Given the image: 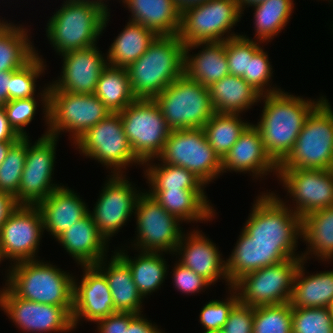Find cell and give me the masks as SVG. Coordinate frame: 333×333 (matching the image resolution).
<instances>
[{
  "label": "cell",
  "mask_w": 333,
  "mask_h": 333,
  "mask_svg": "<svg viewBox=\"0 0 333 333\" xmlns=\"http://www.w3.org/2000/svg\"><path fill=\"white\" fill-rule=\"evenodd\" d=\"M325 98L307 99L285 90L261 95L259 102L264 106L255 126L267 154L277 165L291 152L307 117Z\"/></svg>",
  "instance_id": "1"
},
{
  "label": "cell",
  "mask_w": 333,
  "mask_h": 333,
  "mask_svg": "<svg viewBox=\"0 0 333 333\" xmlns=\"http://www.w3.org/2000/svg\"><path fill=\"white\" fill-rule=\"evenodd\" d=\"M108 6L97 0H64L45 28L57 55L97 45L111 18Z\"/></svg>",
  "instance_id": "2"
},
{
  "label": "cell",
  "mask_w": 333,
  "mask_h": 333,
  "mask_svg": "<svg viewBox=\"0 0 333 333\" xmlns=\"http://www.w3.org/2000/svg\"><path fill=\"white\" fill-rule=\"evenodd\" d=\"M270 191L255 197L242 229L262 247L279 248L289 259L301 258L296 252L302 241L301 218Z\"/></svg>",
  "instance_id": "3"
},
{
  "label": "cell",
  "mask_w": 333,
  "mask_h": 333,
  "mask_svg": "<svg viewBox=\"0 0 333 333\" xmlns=\"http://www.w3.org/2000/svg\"><path fill=\"white\" fill-rule=\"evenodd\" d=\"M184 43L176 35H160L146 52L127 67L137 99H154L183 74Z\"/></svg>",
  "instance_id": "4"
},
{
  "label": "cell",
  "mask_w": 333,
  "mask_h": 333,
  "mask_svg": "<svg viewBox=\"0 0 333 333\" xmlns=\"http://www.w3.org/2000/svg\"><path fill=\"white\" fill-rule=\"evenodd\" d=\"M5 284L26 300L73 306V275L42 259L9 265Z\"/></svg>",
  "instance_id": "5"
},
{
  "label": "cell",
  "mask_w": 333,
  "mask_h": 333,
  "mask_svg": "<svg viewBox=\"0 0 333 333\" xmlns=\"http://www.w3.org/2000/svg\"><path fill=\"white\" fill-rule=\"evenodd\" d=\"M325 98L307 117L278 169H333V108Z\"/></svg>",
  "instance_id": "6"
},
{
  "label": "cell",
  "mask_w": 333,
  "mask_h": 333,
  "mask_svg": "<svg viewBox=\"0 0 333 333\" xmlns=\"http://www.w3.org/2000/svg\"><path fill=\"white\" fill-rule=\"evenodd\" d=\"M154 100L171 130L202 128L215 113L208 87L184 73Z\"/></svg>",
  "instance_id": "7"
},
{
  "label": "cell",
  "mask_w": 333,
  "mask_h": 333,
  "mask_svg": "<svg viewBox=\"0 0 333 333\" xmlns=\"http://www.w3.org/2000/svg\"><path fill=\"white\" fill-rule=\"evenodd\" d=\"M72 145L78 149L80 155L94 159L106 169H110L111 175L126 174V167L133 164L143 165L131 150L119 113L109 114Z\"/></svg>",
  "instance_id": "8"
},
{
  "label": "cell",
  "mask_w": 333,
  "mask_h": 333,
  "mask_svg": "<svg viewBox=\"0 0 333 333\" xmlns=\"http://www.w3.org/2000/svg\"><path fill=\"white\" fill-rule=\"evenodd\" d=\"M128 143L136 158L145 162L158 158L171 129L154 99H136L119 112Z\"/></svg>",
  "instance_id": "9"
},
{
  "label": "cell",
  "mask_w": 333,
  "mask_h": 333,
  "mask_svg": "<svg viewBox=\"0 0 333 333\" xmlns=\"http://www.w3.org/2000/svg\"><path fill=\"white\" fill-rule=\"evenodd\" d=\"M111 114L94 94L49 91L48 135L59 138L69 132L75 143L84 133Z\"/></svg>",
  "instance_id": "10"
},
{
  "label": "cell",
  "mask_w": 333,
  "mask_h": 333,
  "mask_svg": "<svg viewBox=\"0 0 333 333\" xmlns=\"http://www.w3.org/2000/svg\"><path fill=\"white\" fill-rule=\"evenodd\" d=\"M242 14L237 0H210L198 4L181 12L178 36L184 45L225 41L241 35L231 29L241 21Z\"/></svg>",
  "instance_id": "11"
},
{
  "label": "cell",
  "mask_w": 333,
  "mask_h": 333,
  "mask_svg": "<svg viewBox=\"0 0 333 333\" xmlns=\"http://www.w3.org/2000/svg\"><path fill=\"white\" fill-rule=\"evenodd\" d=\"M156 160L189 170L206 186L222 176V160L209 145L203 128L171 130Z\"/></svg>",
  "instance_id": "12"
},
{
  "label": "cell",
  "mask_w": 333,
  "mask_h": 333,
  "mask_svg": "<svg viewBox=\"0 0 333 333\" xmlns=\"http://www.w3.org/2000/svg\"><path fill=\"white\" fill-rule=\"evenodd\" d=\"M302 258H290L280 263L249 272L232 288L239 301L251 307L288 303L293 292L294 276Z\"/></svg>",
  "instance_id": "13"
},
{
  "label": "cell",
  "mask_w": 333,
  "mask_h": 333,
  "mask_svg": "<svg viewBox=\"0 0 333 333\" xmlns=\"http://www.w3.org/2000/svg\"><path fill=\"white\" fill-rule=\"evenodd\" d=\"M142 191L134 213L137 234L131 247L141 252L172 255L184 233L180 226L183 222L168 213L146 190Z\"/></svg>",
  "instance_id": "14"
},
{
  "label": "cell",
  "mask_w": 333,
  "mask_h": 333,
  "mask_svg": "<svg viewBox=\"0 0 333 333\" xmlns=\"http://www.w3.org/2000/svg\"><path fill=\"white\" fill-rule=\"evenodd\" d=\"M29 139L30 136L27 137L25 167L19 191L14 197L18 205H37L62 186V183H53L56 145L59 138L42 134L34 143Z\"/></svg>",
  "instance_id": "15"
},
{
  "label": "cell",
  "mask_w": 333,
  "mask_h": 333,
  "mask_svg": "<svg viewBox=\"0 0 333 333\" xmlns=\"http://www.w3.org/2000/svg\"><path fill=\"white\" fill-rule=\"evenodd\" d=\"M100 195L89 213L99 231L108 243L113 236L134 216L136 204L142 191L126 174L107 175Z\"/></svg>",
  "instance_id": "16"
},
{
  "label": "cell",
  "mask_w": 333,
  "mask_h": 333,
  "mask_svg": "<svg viewBox=\"0 0 333 333\" xmlns=\"http://www.w3.org/2000/svg\"><path fill=\"white\" fill-rule=\"evenodd\" d=\"M0 309L23 333H67L74 330L73 306L26 300L18 297L6 284L0 289Z\"/></svg>",
  "instance_id": "17"
},
{
  "label": "cell",
  "mask_w": 333,
  "mask_h": 333,
  "mask_svg": "<svg viewBox=\"0 0 333 333\" xmlns=\"http://www.w3.org/2000/svg\"><path fill=\"white\" fill-rule=\"evenodd\" d=\"M277 178L292 199V205L289 199L276 196L301 219L333 206V169H278Z\"/></svg>",
  "instance_id": "18"
},
{
  "label": "cell",
  "mask_w": 333,
  "mask_h": 333,
  "mask_svg": "<svg viewBox=\"0 0 333 333\" xmlns=\"http://www.w3.org/2000/svg\"><path fill=\"white\" fill-rule=\"evenodd\" d=\"M43 233V220L38 207L18 205L0 229V263L9 260L13 265L38 259Z\"/></svg>",
  "instance_id": "19"
},
{
  "label": "cell",
  "mask_w": 333,
  "mask_h": 333,
  "mask_svg": "<svg viewBox=\"0 0 333 333\" xmlns=\"http://www.w3.org/2000/svg\"><path fill=\"white\" fill-rule=\"evenodd\" d=\"M81 280L73 277V309L71 313L74 330L80 321L94 324L116 313L111 291L105 275L95 265H80Z\"/></svg>",
  "instance_id": "20"
},
{
  "label": "cell",
  "mask_w": 333,
  "mask_h": 333,
  "mask_svg": "<svg viewBox=\"0 0 333 333\" xmlns=\"http://www.w3.org/2000/svg\"><path fill=\"white\" fill-rule=\"evenodd\" d=\"M97 45L63 53L62 71L49 83V91L92 94L103 69L108 65L106 54Z\"/></svg>",
  "instance_id": "21"
},
{
  "label": "cell",
  "mask_w": 333,
  "mask_h": 333,
  "mask_svg": "<svg viewBox=\"0 0 333 333\" xmlns=\"http://www.w3.org/2000/svg\"><path fill=\"white\" fill-rule=\"evenodd\" d=\"M184 232L181 241L173 253L178 262L202 276L212 286L218 280H224L228 289L232 287L226 272V260L219 248L199 229Z\"/></svg>",
  "instance_id": "22"
},
{
  "label": "cell",
  "mask_w": 333,
  "mask_h": 333,
  "mask_svg": "<svg viewBox=\"0 0 333 333\" xmlns=\"http://www.w3.org/2000/svg\"><path fill=\"white\" fill-rule=\"evenodd\" d=\"M248 173L254 179H264L273 172L278 176V165L267 154L261 133L255 124L250 123L241 133L239 139L222 159L223 173Z\"/></svg>",
  "instance_id": "23"
},
{
  "label": "cell",
  "mask_w": 333,
  "mask_h": 333,
  "mask_svg": "<svg viewBox=\"0 0 333 333\" xmlns=\"http://www.w3.org/2000/svg\"><path fill=\"white\" fill-rule=\"evenodd\" d=\"M36 206L41 212L44 231L54 239L89 212L84 199L64 184Z\"/></svg>",
  "instance_id": "24"
},
{
  "label": "cell",
  "mask_w": 333,
  "mask_h": 333,
  "mask_svg": "<svg viewBox=\"0 0 333 333\" xmlns=\"http://www.w3.org/2000/svg\"><path fill=\"white\" fill-rule=\"evenodd\" d=\"M56 241L77 265H95L109 256L110 243L99 233L89 212L60 234Z\"/></svg>",
  "instance_id": "25"
},
{
  "label": "cell",
  "mask_w": 333,
  "mask_h": 333,
  "mask_svg": "<svg viewBox=\"0 0 333 333\" xmlns=\"http://www.w3.org/2000/svg\"><path fill=\"white\" fill-rule=\"evenodd\" d=\"M198 47L201 50L197 54H193V52L190 54ZM183 73L206 87L229 75L225 41L196 42L184 45Z\"/></svg>",
  "instance_id": "26"
},
{
  "label": "cell",
  "mask_w": 333,
  "mask_h": 333,
  "mask_svg": "<svg viewBox=\"0 0 333 333\" xmlns=\"http://www.w3.org/2000/svg\"><path fill=\"white\" fill-rule=\"evenodd\" d=\"M226 259V272L233 285L243 275L289 259L279 248L262 247L243 230Z\"/></svg>",
  "instance_id": "27"
},
{
  "label": "cell",
  "mask_w": 333,
  "mask_h": 333,
  "mask_svg": "<svg viewBox=\"0 0 333 333\" xmlns=\"http://www.w3.org/2000/svg\"><path fill=\"white\" fill-rule=\"evenodd\" d=\"M95 266L105 275L117 312L142 314L144 298L138 292L128 264L114 251Z\"/></svg>",
  "instance_id": "28"
},
{
  "label": "cell",
  "mask_w": 333,
  "mask_h": 333,
  "mask_svg": "<svg viewBox=\"0 0 333 333\" xmlns=\"http://www.w3.org/2000/svg\"><path fill=\"white\" fill-rule=\"evenodd\" d=\"M146 192L181 222L188 224L207 221L208 223L216 217L217 212L215 213L216 210L204 190H147Z\"/></svg>",
  "instance_id": "29"
},
{
  "label": "cell",
  "mask_w": 333,
  "mask_h": 333,
  "mask_svg": "<svg viewBox=\"0 0 333 333\" xmlns=\"http://www.w3.org/2000/svg\"><path fill=\"white\" fill-rule=\"evenodd\" d=\"M119 2L131 12L130 22L149 28L158 36L179 33L181 12L174 0H120Z\"/></svg>",
  "instance_id": "30"
},
{
  "label": "cell",
  "mask_w": 333,
  "mask_h": 333,
  "mask_svg": "<svg viewBox=\"0 0 333 333\" xmlns=\"http://www.w3.org/2000/svg\"><path fill=\"white\" fill-rule=\"evenodd\" d=\"M302 260L294 276L292 308L329 307L333 302V270L309 274ZM308 275H306V274Z\"/></svg>",
  "instance_id": "31"
},
{
  "label": "cell",
  "mask_w": 333,
  "mask_h": 333,
  "mask_svg": "<svg viewBox=\"0 0 333 333\" xmlns=\"http://www.w3.org/2000/svg\"><path fill=\"white\" fill-rule=\"evenodd\" d=\"M301 230L302 242L308 245L305 251L301 252L302 260L307 262L313 257L330 263L333 260V206L303 217Z\"/></svg>",
  "instance_id": "32"
},
{
  "label": "cell",
  "mask_w": 333,
  "mask_h": 333,
  "mask_svg": "<svg viewBox=\"0 0 333 333\" xmlns=\"http://www.w3.org/2000/svg\"><path fill=\"white\" fill-rule=\"evenodd\" d=\"M209 95L215 113L242 114L257 105L261 94L242 77L227 75L212 83Z\"/></svg>",
  "instance_id": "33"
},
{
  "label": "cell",
  "mask_w": 333,
  "mask_h": 333,
  "mask_svg": "<svg viewBox=\"0 0 333 333\" xmlns=\"http://www.w3.org/2000/svg\"><path fill=\"white\" fill-rule=\"evenodd\" d=\"M117 247L114 250L129 266L133 281L138 292L145 299L156 292L165 282L169 265L163 252H141L131 258L127 248Z\"/></svg>",
  "instance_id": "34"
},
{
  "label": "cell",
  "mask_w": 333,
  "mask_h": 333,
  "mask_svg": "<svg viewBox=\"0 0 333 333\" xmlns=\"http://www.w3.org/2000/svg\"><path fill=\"white\" fill-rule=\"evenodd\" d=\"M28 32L22 24L0 19V72L20 69L36 55Z\"/></svg>",
  "instance_id": "35"
},
{
  "label": "cell",
  "mask_w": 333,
  "mask_h": 333,
  "mask_svg": "<svg viewBox=\"0 0 333 333\" xmlns=\"http://www.w3.org/2000/svg\"><path fill=\"white\" fill-rule=\"evenodd\" d=\"M157 36L153 30L128 21L109 46L108 65L127 68L146 52Z\"/></svg>",
  "instance_id": "36"
},
{
  "label": "cell",
  "mask_w": 333,
  "mask_h": 333,
  "mask_svg": "<svg viewBox=\"0 0 333 333\" xmlns=\"http://www.w3.org/2000/svg\"><path fill=\"white\" fill-rule=\"evenodd\" d=\"M294 0H266L253 7V40L271 42L289 23L294 12Z\"/></svg>",
  "instance_id": "37"
},
{
  "label": "cell",
  "mask_w": 333,
  "mask_h": 333,
  "mask_svg": "<svg viewBox=\"0 0 333 333\" xmlns=\"http://www.w3.org/2000/svg\"><path fill=\"white\" fill-rule=\"evenodd\" d=\"M94 94L111 113L121 112L137 99L130 87L127 68L112 65L103 69Z\"/></svg>",
  "instance_id": "38"
},
{
  "label": "cell",
  "mask_w": 333,
  "mask_h": 333,
  "mask_svg": "<svg viewBox=\"0 0 333 333\" xmlns=\"http://www.w3.org/2000/svg\"><path fill=\"white\" fill-rule=\"evenodd\" d=\"M154 161L142 165L149 190H205L206 185L189 170Z\"/></svg>",
  "instance_id": "39"
},
{
  "label": "cell",
  "mask_w": 333,
  "mask_h": 333,
  "mask_svg": "<svg viewBox=\"0 0 333 333\" xmlns=\"http://www.w3.org/2000/svg\"><path fill=\"white\" fill-rule=\"evenodd\" d=\"M250 123L241 114L214 113L202 128L209 145L222 160Z\"/></svg>",
  "instance_id": "40"
},
{
  "label": "cell",
  "mask_w": 333,
  "mask_h": 333,
  "mask_svg": "<svg viewBox=\"0 0 333 333\" xmlns=\"http://www.w3.org/2000/svg\"><path fill=\"white\" fill-rule=\"evenodd\" d=\"M42 55L39 56L38 50L36 55L23 67L15 71H10L9 100L32 98L36 96H49V83L41 92L36 94L37 79L45 73L47 65ZM46 67V68H45Z\"/></svg>",
  "instance_id": "41"
},
{
  "label": "cell",
  "mask_w": 333,
  "mask_h": 333,
  "mask_svg": "<svg viewBox=\"0 0 333 333\" xmlns=\"http://www.w3.org/2000/svg\"><path fill=\"white\" fill-rule=\"evenodd\" d=\"M37 99L40 103L42 102L41 105L43 108L41 110H43L42 112L44 114L42 117L47 126V129L44 131L45 133H43L45 136L48 135L49 130V96L9 100L3 105L10 126L20 137H28L29 135L25 128L34 119L37 113L36 110H38L37 107L41 106L39 102L36 101Z\"/></svg>",
  "instance_id": "42"
},
{
  "label": "cell",
  "mask_w": 333,
  "mask_h": 333,
  "mask_svg": "<svg viewBox=\"0 0 333 333\" xmlns=\"http://www.w3.org/2000/svg\"><path fill=\"white\" fill-rule=\"evenodd\" d=\"M27 137H20L9 149L0 165V192L15 197L19 191L21 175L25 167Z\"/></svg>",
  "instance_id": "43"
},
{
  "label": "cell",
  "mask_w": 333,
  "mask_h": 333,
  "mask_svg": "<svg viewBox=\"0 0 333 333\" xmlns=\"http://www.w3.org/2000/svg\"><path fill=\"white\" fill-rule=\"evenodd\" d=\"M253 333H292L290 302L254 307Z\"/></svg>",
  "instance_id": "44"
},
{
  "label": "cell",
  "mask_w": 333,
  "mask_h": 333,
  "mask_svg": "<svg viewBox=\"0 0 333 333\" xmlns=\"http://www.w3.org/2000/svg\"><path fill=\"white\" fill-rule=\"evenodd\" d=\"M268 56V52L264 51L262 45L254 53V56H248L247 72L242 76V78L261 95L283 90L281 87H277V85L274 86L271 83L274 71Z\"/></svg>",
  "instance_id": "45"
},
{
  "label": "cell",
  "mask_w": 333,
  "mask_h": 333,
  "mask_svg": "<svg viewBox=\"0 0 333 333\" xmlns=\"http://www.w3.org/2000/svg\"><path fill=\"white\" fill-rule=\"evenodd\" d=\"M292 333H333L331 309L292 308Z\"/></svg>",
  "instance_id": "46"
},
{
  "label": "cell",
  "mask_w": 333,
  "mask_h": 333,
  "mask_svg": "<svg viewBox=\"0 0 333 333\" xmlns=\"http://www.w3.org/2000/svg\"><path fill=\"white\" fill-rule=\"evenodd\" d=\"M262 43L245 33L225 40L229 75L242 77L247 72L248 56H254Z\"/></svg>",
  "instance_id": "47"
},
{
  "label": "cell",
  "mask_w": 333,
  "mask_h": 333,
  "mask_svg": "<svg viewBox=\"0 0 333 333\" xmlns=\"http://www.w3.org/2000/svg\"><path fill=\"white\" fill-rule=\"evenodd\" d=\"M228 292L226 299H212L201 308L199 322L203 331L223 329L231 309L239 301L238 293L232 287Z\"/></svg>",
  "instance_id": "48"
},
{
  "label": "cell",
  "mask_w": 333,
  "mask_h": 333,
  "mask_svg": "<svg viewBox=\"0 0 333 333\" xmlns=\"http://www.w3.org/2000/svg\"><path fill=\"white\" fill-rule=\"evenodd\" d=\"M174 268L170 273H172L173 285L175 289L182 292L183 294H196L201 293L204 289L211 287V284L204 279L202 276L197 275L193 270L185 267L180 262L175 261Z\"/></svg>",
  "instance_id": "49"
},
{
  "label": "cell",
  "mask_w": 333,
  "mask_h": 333,
  "mask_svg": "<svg viewBox=\"0 0 333 333\" xmlns=\"http://www.w3.org/2000/svg\"><path fill=\"white\" fill-rule=\"evenodd\" d=\"M254 307L238 301L223 327L224 333H253Z\"/></svg>",
  "instance_id": "50"
},
{
  "label": "cell",
  "mask_w": 333,
  "mask_h": 333,
  "mask_svg": "<svg viewBox=\"0 0 333 333\" xmlns=\"http://www.w3.org/2000/svg\"><path fill=\"white\" fill-rule=\"evenodd\" d=\"M135 313L130 312H116L106 318L98 320L97 325L98 333H127L129 321L135 316Z\"/></svg>",
  "instance_id": "51"
},
{
  "label": "cell",
  "mask_w": 333,
  "mask_h": 333,
  "mask_svg": "<svg viewBox=\"0 0 333 333\" xmlns=\"http://www.w3.org/2000/svg\"><path fill=\"white\" fill-rule=\"evenodd\" d=\"M143 314H136L127 327V333H165L157 324H153Z\"/></svg>",
  "instance_id": "52"
},
{
  "label": "cell",
  "mask_w": 333,
  "mask_h": 333,
  "mask_svg": "<svg viewBox=\"0 0 333 333\" xmlns=\"http://www.w3.org/2000/svg\"><path fill=\"white\" fill-rule=\"evenodd\" d=\"M19 138L10 126L3 106H0V142H16Z\"/></svg>",
  "instance_id": "53"
},
{
  "label": "cell",
  "mask_w": 333,
  "mask_h": 333,
  "mask_svg": "<svg viewBox=\"0 0 333 333\" xmlns=\"http://www.w3.org/2000/svg\"><path fill=\"white\" fill-rule=\"evenodd\" d=\"M17 206L18 204L12 195L0 192V229Z\"/></svg>",
  "instance_id": "54"
},
{
  "label": "cell",
  "mask_w": 333,
  "mask_h": 333,
  "mask_svg": "<svg viewBox=\"0 0 333 333\" xmlns=\"http://www.w3.org/2000/svg\"><path fill=\"white\" fill-rule=\"evenodd\" d=\"M10 72H0V106L9 101Z\"/></svg>",
  "instance_id": "55"
},
{
  "label": "cell",
  "mask_w": 333,
  "mask_h": 333,
  "mask_svg": "<svg viewBox=\"0 0 333 333\" xmlns=\"http://www.w3.org/2000/svg\"><path fill=\"white\" fill-rule=\"evenodd\" d=\"M207 1L210 0H174L180 12H183L187 8L202 4Z\"/></svg>",
  "instance_id": "56"
},
{
  "label": "cell",
  "mask_w": 333,
  "mask_h": 333,
  "mask_svg": "<svg viewBox=\"0 0 333 333\" xmlns=\"http://www.w3.org/2000/svg\"><path fill=\"white\" fill-rule=\"evenodd\" d=\"M263 1H266V0H237L238 8L243 14H244L243 11L245 10V8H249V7H251L255 4H258V3L263 2Z\"/></svg>",
  "instance_id": "57"
},
{
  "label": "cell",
  "mask_w": 333,
  "mask_h": 333,
  "mask_svg": "<svg viewBox=\"0 0 333 333\" xmlns=\"http://www.w3.org/2000/svg\"><path fill=\"white\" fill-rule=\"evenodd\" d=\"M15 142H0V165L4 161V159L7 156V153L10 149V147L14 144Z\"/></svg>",
  "instance_id": "58"
},
{
  "label": "cell",
  "mask_w": 333,
  "mask_h": 333,
  "mask_svg": "<svg viewBox=\"0 0 333 333\" xmlns=\"http://www.w3.org/2000/svg\"><path fill=\"white\" fill-rule=\"evenodd\" d=\"M202 333H224L223 330H211V331H204Z\"/></svg>",
  "instance_id": "59"
},
{
  "label": "cell",
  "mask_w": 333,
  "mask_h": 333,
  "mask_svg": "<svg viewBox=\"0 0 333 333\" xmlns=\"http://www.w3.org/2000/svg\"><path fill=\"white\" fill-rule=\"evenodd\" d=\"M97 1H100V2H103V3L105 2V5L109 4V2H108L109 0H97ZM106 2H108V3H106Z\"/></svg>",
  "instance_id": "60"
},
{
  "label": "cell",
  "mask_w": 333,
  "mask_h": 333,
  "mask_svg": "<svg viewBox=\"0 0 333 333\" xmlns=\"http://www.w3.org/2000/svg\"><path fill=\"white\" fill-rule=\"evenodd\" d=\"M330 309H331V312H332V314H333V302H332V304H331V306H330Z\"/></svg>",
  "instance_id": "61"
},
{
  "label": "cell",
  "mask_w": 333,
  "mask_h": 333,
  "mask_svg": "<svg viewBox=\"0 0 333 333\" xmlns=\"http://www.w3.org/2000/svg\"><path fill=\"white\" fill-rule=\"evenodd\" d=\"M328 1H329V3L332 2V3H330V4L333 6V0H328Z\"/></svg>",
  "instance_id": "62"
}]
</instances>
